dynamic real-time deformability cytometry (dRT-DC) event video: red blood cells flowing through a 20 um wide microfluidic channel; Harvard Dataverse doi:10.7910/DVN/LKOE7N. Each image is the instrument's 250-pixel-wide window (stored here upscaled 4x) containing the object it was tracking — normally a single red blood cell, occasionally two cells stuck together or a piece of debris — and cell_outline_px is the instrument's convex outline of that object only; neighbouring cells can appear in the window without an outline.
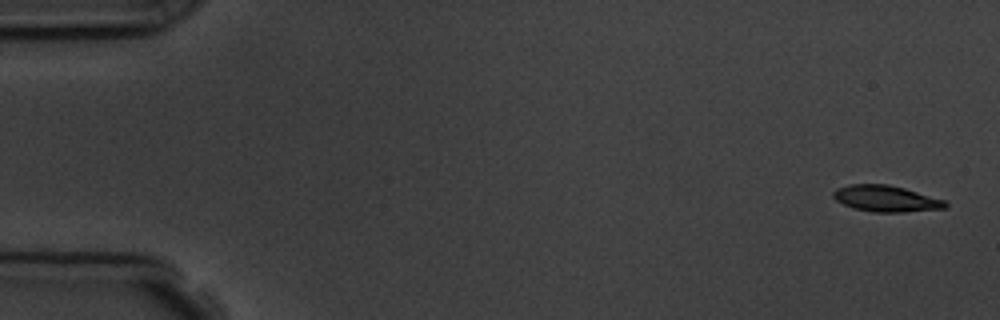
{"species": "common noctule bat (a hibernating species)", "species_latin": "Nyctalus noctula", "temperature_condition": "room temperature", "stored_images_in_passage": 5, "camera_frame_rate_fps": 3000, "um_per_image_px": 0.085, "animal": {"sex": "male", "body_mass_g": 19.5, "forearm_length_mm": 54.6}, "frame": {"image": 1, "passage_image": 1, "time_ms": 0.0, "image_size_px": [1000, 320], "cell_outline_px": [[948, 208], [904, 212], [872, 212], [852, 208], [836, 200], [832, 196], [832, 192], [836, 188], [848, 184], [888, 184], [904, 188], [944, 200], [948, 204]], "centroid_in_image_um": [75.28, 16.88], "position_along_channel_um": 9.7, "area_um2": 17.22}}
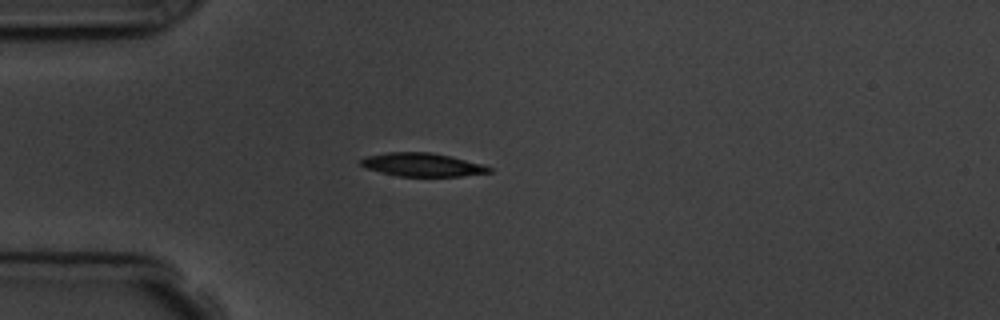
{"frame": {"image": 2, "passage_image": 5, "time_ms": 4.333, "image_size_px": [1000, 320], "cell_outline_px": [[492, 172], [460, 176], [396, 176], [364, 168], [360, 164], [360, 160], [364, 156], [388, 152], [428, 152], [448, 156], [480, 164], [492, 168]], "centroid_in_image_um": [35.81, 14.0], "position_along_channel_um": 49.2, "area_um2": 17.34}}